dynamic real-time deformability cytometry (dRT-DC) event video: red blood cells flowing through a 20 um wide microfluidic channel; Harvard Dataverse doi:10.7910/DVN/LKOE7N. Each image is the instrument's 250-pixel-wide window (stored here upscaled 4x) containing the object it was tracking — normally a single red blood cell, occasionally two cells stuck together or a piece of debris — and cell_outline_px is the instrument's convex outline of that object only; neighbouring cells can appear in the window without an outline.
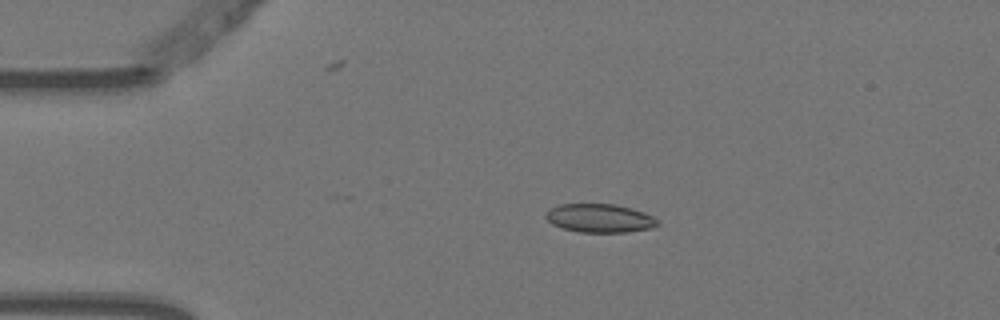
{"species": "Egyptian fruit bat (a non-hibernating species)", "species_latin": "Rousettus aegyptiacus", "temperature_condition": "warm", "stored_images_in_passage": 4, "camera_frame_rate_fps": 3000, "um_per_image_px": 0.085, "animal": {"sex": "female"}, "frame": {"image": 1, "passage_image": 3, "time_ms": 0.667, "image_size_px": [1000, 320], "cell_outline_px": [[660, 224], [652, 228], [628, 232], [580, 232], [564, 228], [552, 224], [544, 216], [552, 208], [560, 204], [616, 204], [632, 208], [644, 212], [652, 216]], "centroid_in_image_um": [51.0, 18.54], "position_along_channel_um": 34.0, "area_um2": 18.5}}